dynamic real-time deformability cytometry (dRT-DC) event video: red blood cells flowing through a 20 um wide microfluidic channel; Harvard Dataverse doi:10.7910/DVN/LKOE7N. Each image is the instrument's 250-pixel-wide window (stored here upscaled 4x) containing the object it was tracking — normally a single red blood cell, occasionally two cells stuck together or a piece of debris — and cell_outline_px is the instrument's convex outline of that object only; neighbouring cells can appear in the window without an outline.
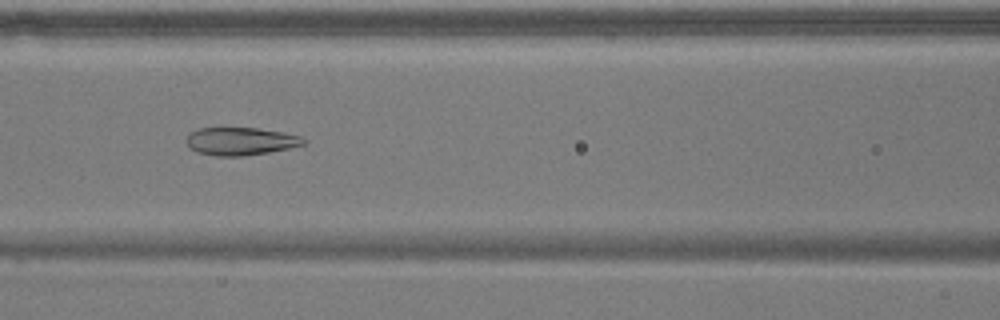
{"species": "common noctule bat (a hibernating species)", "species_latin": "Nyctalus noctula", "temperature_condition": "warm", "stored_images_in_passage": 46, "camera_frame_rate_fps": 3000, "um_per_image_px": 0.085, "animal": {"sex": "male", "body_mass_g": 17.9}, "frame": {"image": 1, "passage_image": 22, "time_ms": 7.0, "image_size_px": [1000, 320], "cell_outline_px": [[308, 140], [304, 144], [288, 148], [268, 152], [244, 156], [216, 156], [196, 152], [188, 148], [188, 136], [192, 132], [200, 128], [256, 128], [280, 132], [300, 136]], "centroid_in_image_um": [20.45, 12.02], "position_along_channel_um": 146.2, "area_um2": 18.79}}
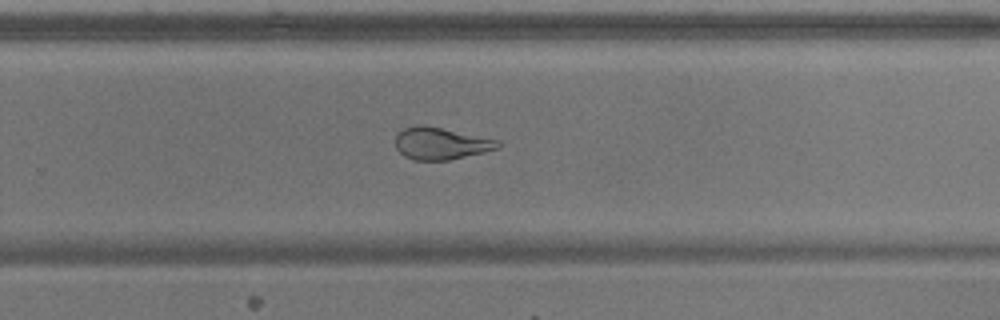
{"frame": {"image": 2, "passage_image": 34, "time_ms": 11.0, "image_size_px": [1000, 320], "cell_outline_px": [[500, 148], [484, 152], [448, 160], [412, 160], [404, 156], [396, 148], [396, 132], [404, 128], [420, 124], [424, 124], [500, 140]], "centroid_in_image_um": [37.46, 12.18], "position_along_channel_um": 292.3, "area_um2": 19.31}}
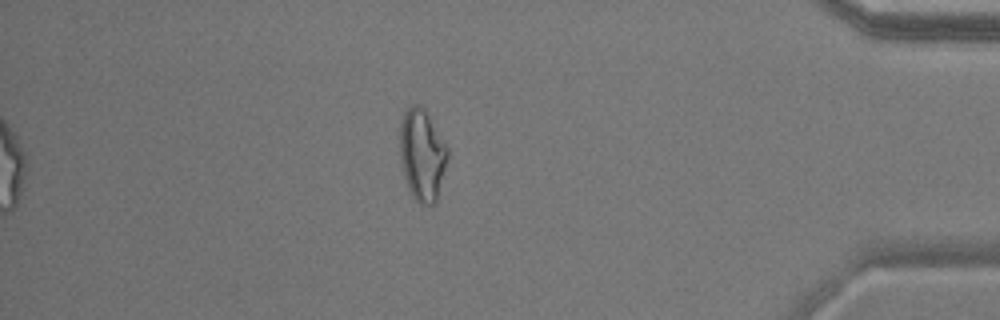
{"frame": {"image": 3, "passage_image": 46, "time_ms": 15.0, "image_size_px": [1000, 320], "cell_outline_px": [[448, 160], [436, 204], [420, 204], [412, 196], [408, 188], [404, 176], [400, 156], [400, 124], [404, 112], [412, 104], [420, 104], [424, 108], [448, 148]], "centroid_in_image_um": [35.89, 13.18], "position_along_channel_um": 399.3, "area_um2": 25.61}, "authors_computed_cell_mechanics": {"area_um2": 22.4553, "velocity_mm_per_s": 3.669, "shape_relaxation_time_tau1_ms": null, "shape_relaxation_time_tau2_ms": 1.9127, "deformation_change_tau1": null, "deformation_change_tau2": 0.0769}}